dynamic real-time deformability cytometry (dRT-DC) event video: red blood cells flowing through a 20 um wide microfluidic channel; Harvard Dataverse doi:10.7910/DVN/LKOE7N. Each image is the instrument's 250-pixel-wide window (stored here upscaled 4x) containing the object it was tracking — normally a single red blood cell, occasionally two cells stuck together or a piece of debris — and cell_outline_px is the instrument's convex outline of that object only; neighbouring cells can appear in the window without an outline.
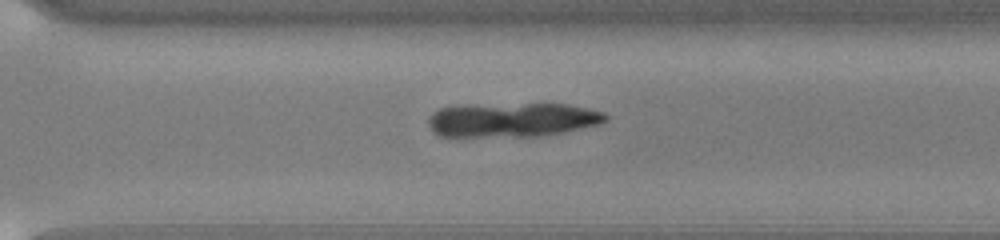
{"species": "common noctule bat (a hibernating species)", "species_latin": "Nyctalus noctula", "temperature_condition": "cold", "stored_images_in_passage": 54, "camera_frame_rate_fps": 3000, "um_per_image_px": 0.085, "animal": {"sex": "male", "body_mass_g": 13.0, "forearm_length_mm": 53.1}, "frame": {"image": 1, "passage_image": 39, "time_ms": 12.667, "image_size_px": [1000, 240], "cell_outline_px": [[608, 120], [596, 124], [564, 132], [540, 136], [436, 136], [432, 132], [428, 124], [428, 116], [432, 112], [440, 108], [524, 104], [568, 104], [588, 108], [604, 112], [608, 116]], "centroid_in_image_um": [43.56, 10.2], "position_along_channel_um": 327.0, "area_um2": 34.8}}
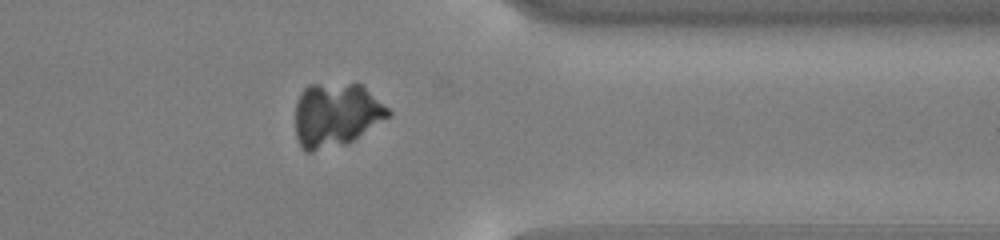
{"frame": {"image": 2, "passage_image": 44, "time_ms": 14.333, "image_size_px": [1000, 240], "cell_outline_px": [[392, 116], [348, 144], [312, 152], [304, 152], [300, 148], [296, 140], [296, 104], [300, 92], [308, 84], [360, 84], [388, 108], [392, 112]], "centroid_in_image_um": [28.55, 9.8], "position_along_channel_um": 382.8, "area_um2": 35.03}}
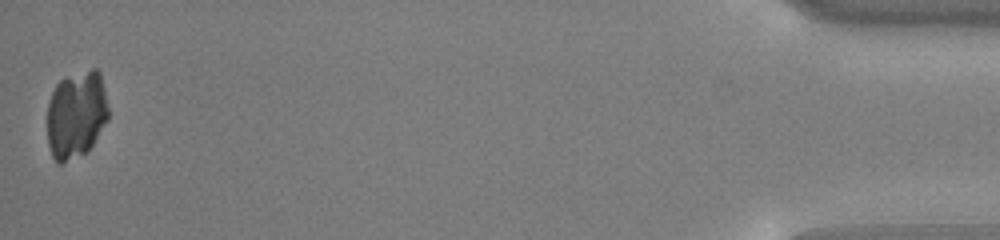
{"frame": {"image": 3, "passage_image": 54, "time_ms": 17.667, "image_size_px": [1000, 240], "cell_outline_px": [[108, 120], [88, 152], [60, 164], [56, 164], [52, 156], [48, 144], [48, 104], [52, 92], [56, 84], [60, 80], [92, 68], [96, 68], [100, 72], [108, 108]], "centroid_in_image_um": [6.48, 9.77], "position_along_channel_um": 428.7, "area_um2": 31.27}}